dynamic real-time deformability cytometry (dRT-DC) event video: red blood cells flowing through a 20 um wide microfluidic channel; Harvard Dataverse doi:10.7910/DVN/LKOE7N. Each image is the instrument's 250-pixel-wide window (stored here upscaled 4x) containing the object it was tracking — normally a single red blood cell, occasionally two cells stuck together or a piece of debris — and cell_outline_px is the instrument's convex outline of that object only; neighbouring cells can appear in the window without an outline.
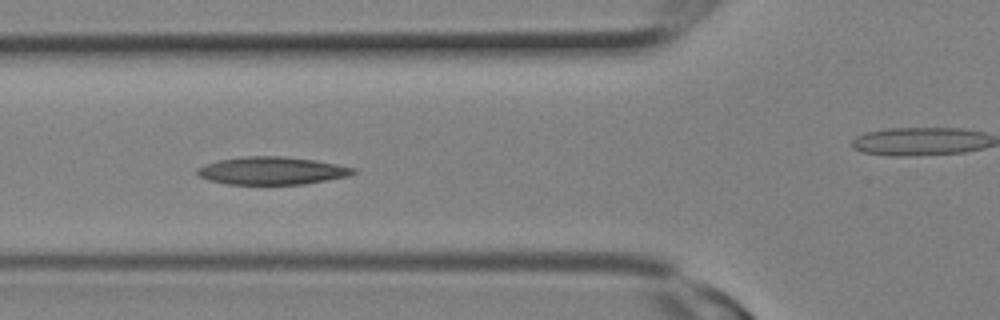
{"species": "Egyptian fruit bat (a non-hibernating species)", "species_latin": "Rousettus aegyptiacus", "temperature_condition": "room temperature", "stored_images_in_passage": 21, "camera_frame_rate_fps": 3000, "um_per_image_px": 0.085, "animal": {"sex": "female"}, "frame": {"image": 1, "passage_image": 9, "time_ms": 2.667, "image_size_px": [1000, 320], "cell_outline_px": [[356, 172], [348, 176], [304, 184], [228, 184], [208, 180], [200, 176], [196, 172], [196, 168], [204, 164], [220, 160], [244, 156], [284, 156], [316, 160], [356, 168]], "centroid_in_image_um": [23.1, 14.5], "position_along_channel_um": 102.7, "area_um2": 25.2}}
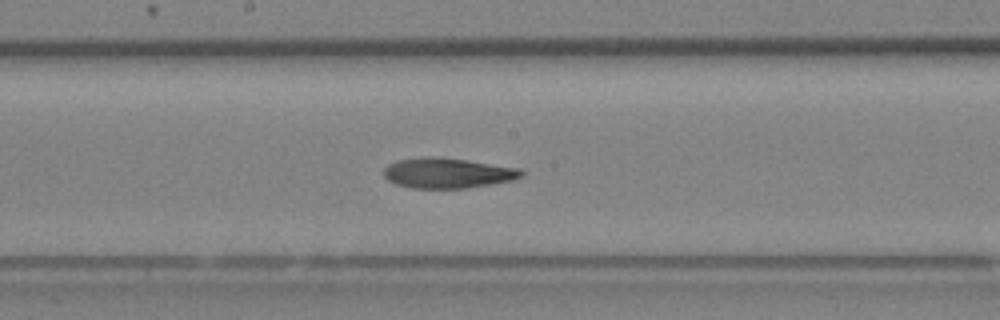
{"frame": {"image": 2, "passage_image": 13, "time_ms": 4.0, "image_size_px": [1000, 320], "cell_outline_px": [[524, 172], [520, 176], [512, 180], [464, 188], [412, 188], [396, 184], [388, 180], [384, 176], [384, 168], [388, 164], [396, 160], [424, 156], [432, 156], [464, 160], [520, 168]], "centroid_in_image_um": [37.98, 14.7], "position_along_channel_um": 210.2, "area_um2": 23.99}}
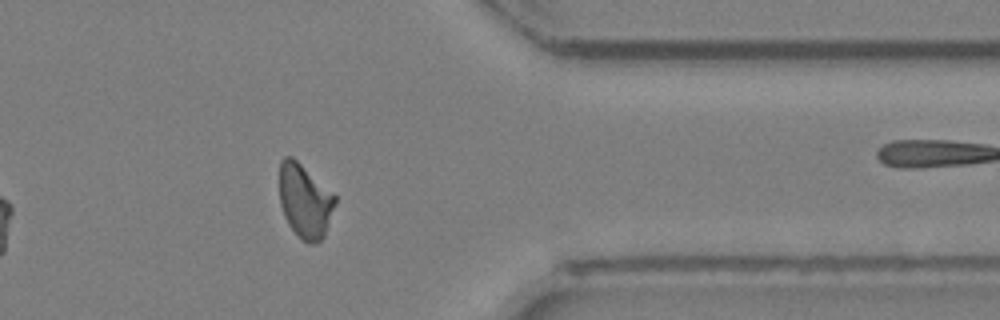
{"frame": {"image": 3, "passage_image": 20, "time_ms": 6.333, "image_size_px": [1000, 320], "cell_outline_px": [[336, 204], [324, 236], [316, 244], [308, 244], [300, 240], [288, 224], [284, 216], [280, 204], [280, 160], [284, 156], [292, 156], [336, 196]], "centroid_in_image_um": [25.91, 17.12], "position_along_channel_um": 385.5, "area_um2": 24.04}}